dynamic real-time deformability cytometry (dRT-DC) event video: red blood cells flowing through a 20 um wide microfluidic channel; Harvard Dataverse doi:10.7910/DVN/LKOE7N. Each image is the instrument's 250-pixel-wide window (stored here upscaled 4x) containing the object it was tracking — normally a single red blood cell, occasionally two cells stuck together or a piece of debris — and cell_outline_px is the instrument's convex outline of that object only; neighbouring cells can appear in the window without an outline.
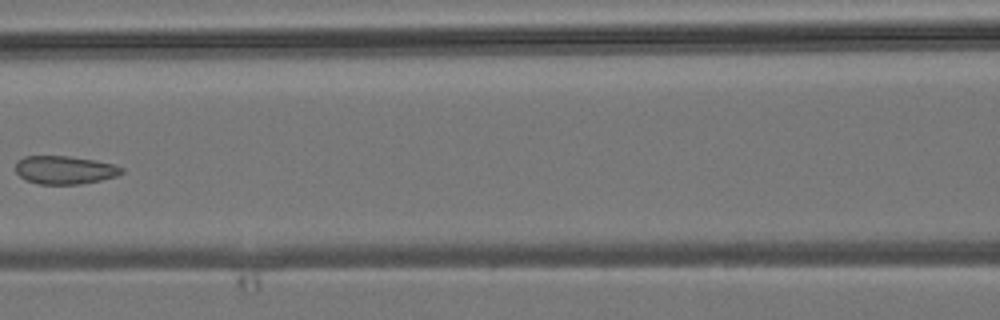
{"species": "common noctule bat (a hibernating species)", "species_latin": "Nyctalus noctula", "temperature_condition": "room temperature", "stored_images_in_passage": 7, "camera_frame_rate_fps": 3000, "um_per_image_px": 0.085, "animal": {"sex": "male", "body_mass_g": 19.2, "forearm_length_mm": 51.8}, "frame": {"image": 1, "passage_image": 7, "time_ms": 7.0, "image_size_px": [1000, 320], "cell_outline_px": [[124, 172], [116, 176], [100, 180], [80, 184], [40, 184], [28, 180], [20, 176], [16, 172], [16, 160], [24, 156], [68, 156], [96, 160], [112, 164], [124, 168]], "centroid_in_image_um": [5.5, 14.44], "position_along_channel_um": 161.1, "area_um2": 17.4}}